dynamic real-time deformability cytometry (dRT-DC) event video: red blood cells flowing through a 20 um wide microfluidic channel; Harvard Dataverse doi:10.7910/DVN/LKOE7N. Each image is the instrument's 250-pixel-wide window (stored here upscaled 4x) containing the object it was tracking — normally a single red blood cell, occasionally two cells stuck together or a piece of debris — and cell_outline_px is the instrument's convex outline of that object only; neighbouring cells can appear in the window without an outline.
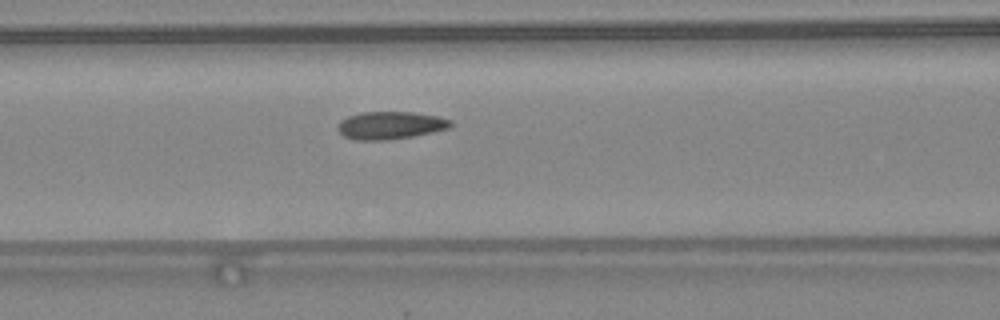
{"species": "common noctule bat (a hibernating species)", "species_latin": "Nyctalus noctula", "temperature_condition": "warm", "stored_images_in_passage": 32, "camera_frame_rate_fps": 3000, "um_per_image_px": 0.085, "animal": {"sex": "female", "body_mass_g": 24.6, "forearm_length_mm": 56.2}, "frame": {"image": 1, "passage_image": 5, "time_ms": 1.333, "image_size_px": [1000, 320], "cell_outline_px": [[452, 128], [412, 136], [384, 140], [356, 140], [344, 136], [336, 128], [340, 120], [348, 116], [360, 112], [412, 112], [436, 116], [452, 120]], "centroid_in_image_um": [33.17, 10.65], "position_along_channel_um": 133.4, "area_um2": 18.21}}